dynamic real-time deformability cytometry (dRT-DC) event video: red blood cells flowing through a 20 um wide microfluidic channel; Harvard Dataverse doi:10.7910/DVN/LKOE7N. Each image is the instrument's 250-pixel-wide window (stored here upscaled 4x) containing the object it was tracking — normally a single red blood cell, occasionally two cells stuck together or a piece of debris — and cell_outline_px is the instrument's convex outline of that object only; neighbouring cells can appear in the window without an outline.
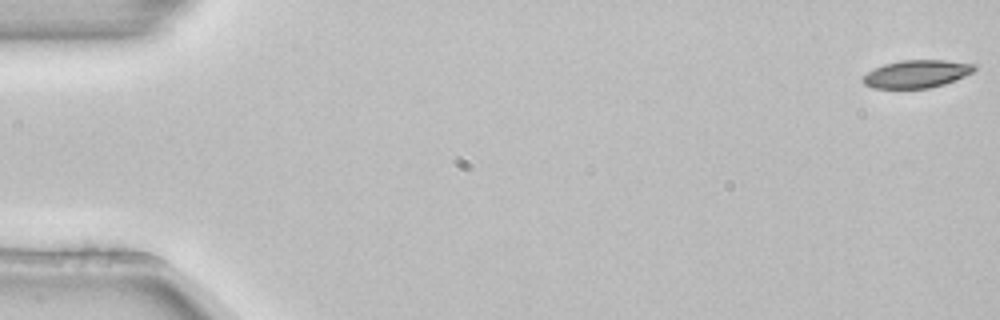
{"species": "common noctule bat (a hibernating species)", "species_latin": "Nyctalus noctula", "temperature_condition": "room temperature", "stored_images_in_passage": 5, "camera_frame_rate_fps": 3000, "um_per_image_px": 0.085, "animal": {"sex": "female", "body_mass_g": 22.7, "forearm_length_mm": 54.2}, "frame": {"image": 1, "passage_image": 1, "time_ms": 0.0, "image_size_px": [1000, 320], "cell_outline_px": [[976, 68], [972, 72], [964, 76], [944, 84], [928, 88], [872, 88], [864, 84], [860, 80], [868, 72], [884, 64], [900, 60], [944, 60], [976, 64]], "centroid_in_image_um": [77.9, 6.28], "position_along_channel_um": 7.1, "area_um2": 17.92}}
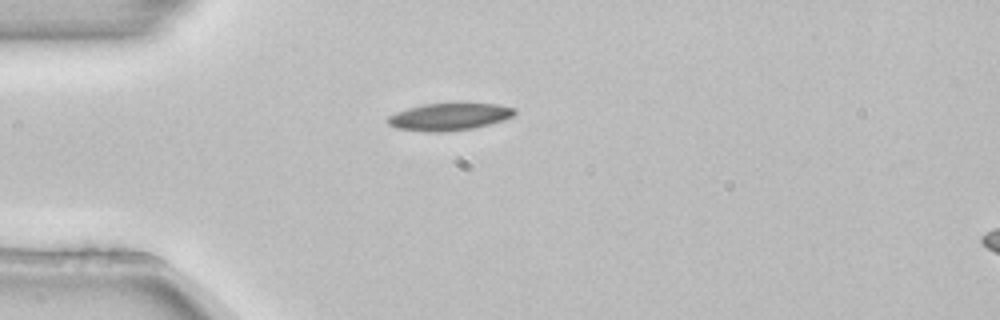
{"frame": {"image": 2, "passage_image": 5, "time_ms": 1.333, "image_size_px": [1000, 320], "cell_outline_px": [[516, 112], [512, 116], [504, 120], [472, 128], [444, 132], [428, 132], [396, 128], [388, 124], [388, 116], [396, 112], [408, 108], [424, 104], [496, 104], [516, 108]], "centroid_in_image_um": [38.17, 9.93], "position_along_channel_um": 46.8, "area_um2": 19.88}}